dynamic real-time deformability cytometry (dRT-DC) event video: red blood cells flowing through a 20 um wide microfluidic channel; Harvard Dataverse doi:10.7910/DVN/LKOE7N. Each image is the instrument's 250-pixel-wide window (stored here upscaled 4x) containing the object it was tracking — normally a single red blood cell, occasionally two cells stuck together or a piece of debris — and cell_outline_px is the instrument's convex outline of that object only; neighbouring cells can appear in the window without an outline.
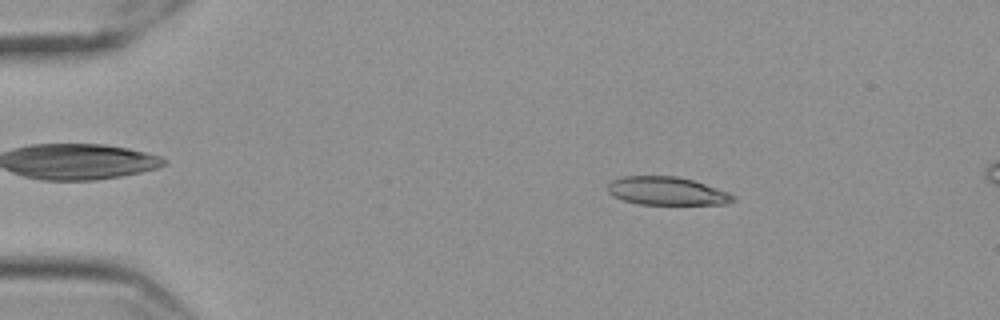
{"species": "Egyptian fruit bat (a non-hibernating species)", "species_latin": "Rousettus aegyptiacus", "temperature_condition": "cold", "stored_images_in_passage": 53, "camera_frame_rate_fps": 3000, "um_per_image_px": 0.085, "frame": {"image": 1, "passage_image": 5, "time_ms": 1.333, "image_size_px": [1000, 320], "cell_outline_px": [[736, 200], [728, 204], [636, 204], [624, 200], [608, 192], [608, 184], [612, 180], [624, 176], [676, 176], [692, 180], [728, 192], [736, 196]], "centroid_in_image_um": [56.7, 16.24], "position_along_channel_um": 28.3, "area_um2": 20.46}}
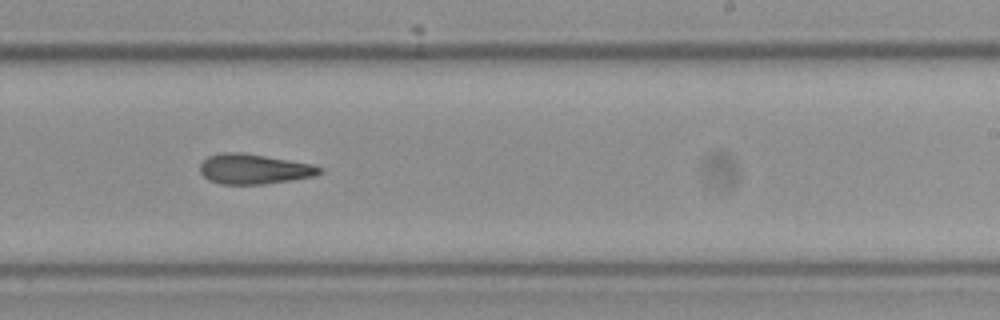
{"frame": {"image": 2, "passage_image": 31, "time_ms": 10.0, "image_size_px": [1000, 320], "cell_outline_px": [[324, 172], [312, 176], [292, 180], [264, 184], [220, 184], [208, 180], [200, 172], [200, 164], [208, 156], [220, 152], [240, 152], [312, 164], [324, 168]], "centroid_in_image_um": [21.58, 14.37], "position_along_channel_um": 267.4, "area_um2": 20.92}}
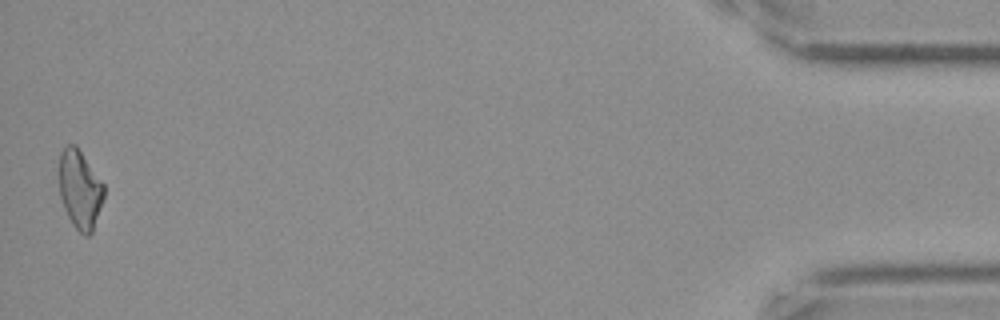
{"frame": {"image": 3, "passage_image": 52, "time_ms": 17.0, "image_size_px": [1000, 320], "cell_outline_px": [[104, 196], [92, 232], [88, 236], [84, 236], [72, 224], [64, 208], [60, 196], [56, 172], [60, 152], [68, 144], [76, 144], [104, 184]], "centroid_in_image_um": [6.74, 16.05], "position_along_channel_um": 428.5, "area_um2": 20.98}, "authors_computed_cell_mechanics": {"area_um2": 21.0392, "velocity_mm_per_s": 3.5334, "shape_relaxation_time_tau1_ms": null, "shape_relaxation_time_tau2_ms": 6.3366, "deformation_change_tau1": null, "deformation_change_tau2": 0.1649}}